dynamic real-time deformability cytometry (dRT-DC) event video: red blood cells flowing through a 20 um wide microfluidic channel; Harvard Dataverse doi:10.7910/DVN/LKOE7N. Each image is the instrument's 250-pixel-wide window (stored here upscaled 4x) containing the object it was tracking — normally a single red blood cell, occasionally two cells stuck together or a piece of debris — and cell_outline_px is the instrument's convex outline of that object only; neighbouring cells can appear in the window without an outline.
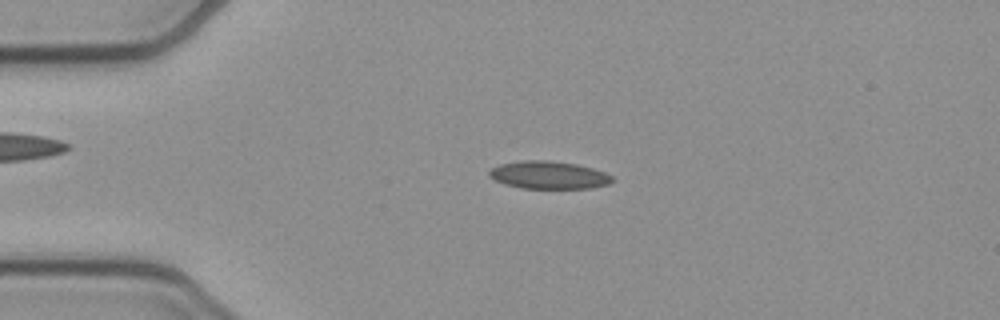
{"species": "common noctule bat (a hibernating species)", "species_latin": "Nyctalus noctula", "temperature_condition": "cold", "stored_images_in_passage": 46, "camera_frame_rate_fps": 3000, "um_per_image_px": 0.085, "animal": {"sex": "female", "body_mass_g": 21.9}, "frame": {"image": 1, "passage_image": 5, "time_ms": 1.333, "image_size_px": [1000, 320], "cell_outline_px": [[616, 180], [608, 184], [588, 188], [520, 188], [504, 184], [488, 176], [488, 172], [492, 168], [500, 164], [520, 160], [548, 160], [576, 164], [592, 168], [604, 172], [612, 176]], "centroid_in_image_um": [46.63, 14.87], "position_along_channel_um": 38.4, "area_um2": 19.88}}
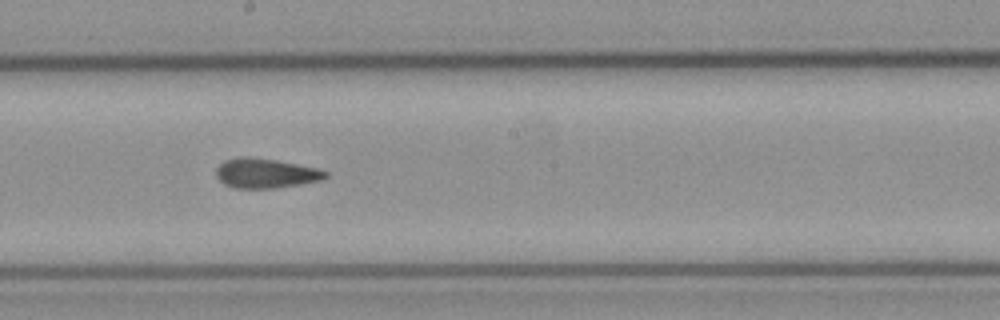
{"frame": {"image": 2, "passage_image": 22, "time_ms": 7.0, "image_size_px": [1000, 320], "cell_outline_px": [[328, 176], [324, 180], [276, 188], [232, 188], [224, 184], [216, 176], [216, 168], [224, 160], [240, 156], [248, 156], [276, 160], [320, 168], [328, 172]], "centroid_in_image_um": [22.6, 14.72], "position_along_channel_um": 225.6, "area_um2": 19.19}}
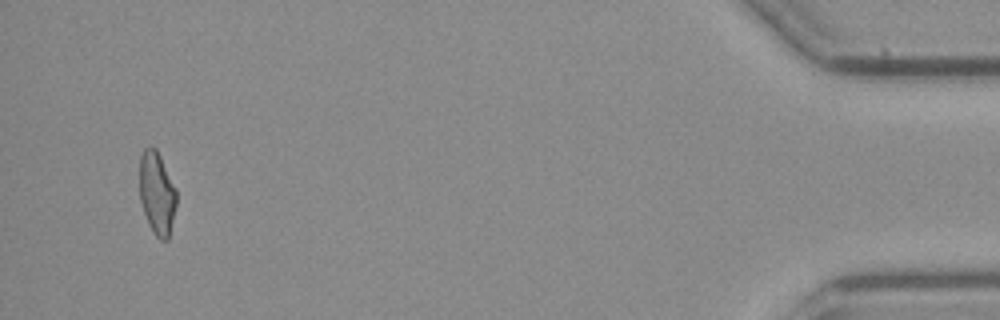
{"frame": {"image": 3, "passage_image": 44, "time_ms": 14.333, "image_size_px": [1000, 320], "cell_outline_px": [[176, 208], [168, 240], [160, 240], [152, 232], [148, 224], [140, 200], [140, 156], [144, 148], [148, 144], [152, 144], [156, 148], [176, 188]], "centroid_in_image_um": [13.34, 16.4], "position_along_channel_um": 421.9, "area_um2": 18.03}, "authors_computed_cell_mechanics": {"area_um2": 19.0162, "velocity_mm_per_s": 3.8304, "shape_relaxation_time_tau1_ms": null, "shape_relaxation_time_tau2_ms": 1.3267, "deformation_change_tau1": null, "deformation_change_tau2": 0.0956}}